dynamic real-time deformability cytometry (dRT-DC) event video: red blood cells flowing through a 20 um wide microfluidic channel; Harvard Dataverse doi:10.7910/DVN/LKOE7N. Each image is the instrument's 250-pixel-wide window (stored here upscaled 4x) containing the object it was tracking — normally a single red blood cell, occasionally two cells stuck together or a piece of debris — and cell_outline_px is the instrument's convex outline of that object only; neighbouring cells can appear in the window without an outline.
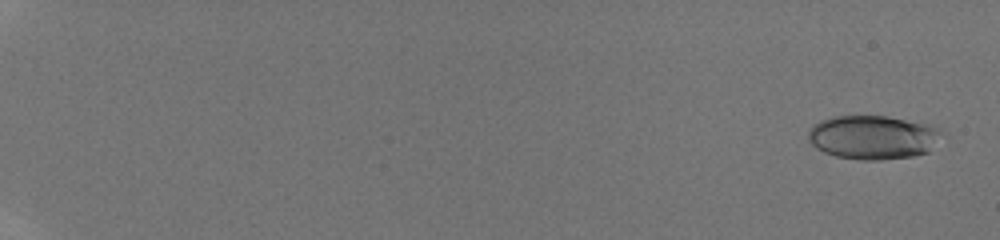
{"species": "human", "species_latin": "Homo sapiens", "temperature_condition": "room temperature", "stored_images_in_passage": 29, "camera_frame_rate_fps": 3000, "um_per_image_px": 0.085, "donor": {"sex": "male"}, "frame": {"image": 1, "passage_image": 2, "time_ms": 0.333, "image_size_px": [1000, 240], "cell_outline_px": [[944, 132], [928, 152], [912, 156], [880, 160], [860, 160], [836, 156], [824, 152], [816, 148], [808, 140], [808, 128], [812, 124], [820, 120], [832, 116], [888, 116], [928, 124], [940, 128]], "centroid_in_image_um": [74.17, 11.66], "position_along_channel_um": 10.8, "area_um2": 34.39}}
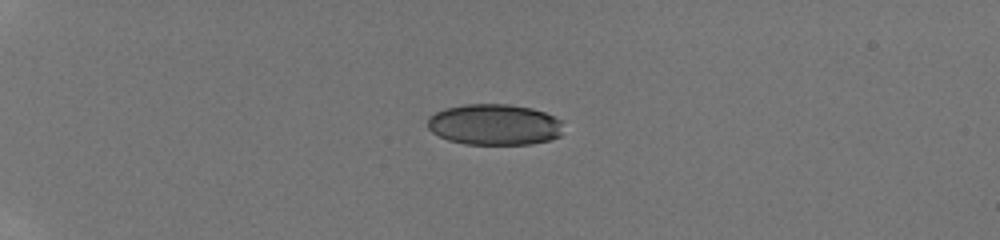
{"frame": {"image": 2, "passage_image": 23, "time_ms": 5.0, "image_size_px": [1000, 240], "cell_outline_px": [[560, 136], [548, 140], [532, 144], [464, 144], [448, 140], [432, 132], [428, 128], [428, 116], [444, 108], [464, 104], [508, 104], [532, 108], [544, 112], [560, 120]], "centroid_in_image_um": [41.98, 10.58], "position_along_channel_um": 43.0, "area_um2": 32.37}}